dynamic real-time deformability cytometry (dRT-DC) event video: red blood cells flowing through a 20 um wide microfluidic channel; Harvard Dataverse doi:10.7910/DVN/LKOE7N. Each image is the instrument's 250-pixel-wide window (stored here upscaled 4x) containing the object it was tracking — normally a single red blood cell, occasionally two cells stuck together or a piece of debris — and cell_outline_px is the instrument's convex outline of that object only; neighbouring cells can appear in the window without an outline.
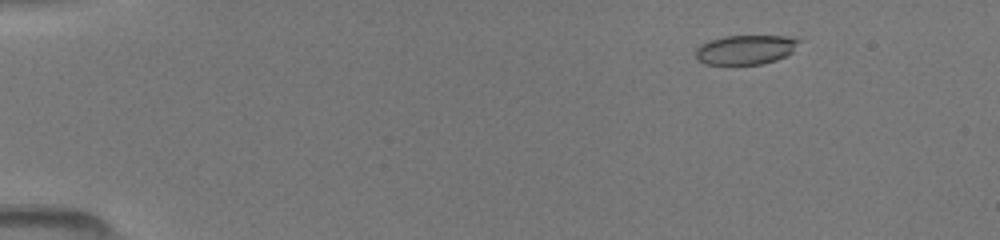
{"species": "common noctule bat (a hibernating species)", "species_latin": "Nyctalus noctula", "temperature_condition": "room temperature", "stored_images_in_passage": 50, "camera_frame_rate_fps": 3000, "um_per_image_px": 0.085, "animal": {"sex": "female", "body_mass_g": 19.5, "forearm_length_mm": 54.1}, "frame": {"image": 1, "passage_image": 7, "time_ms": 2.0, "image_size_px": [1000, 240], "cell_outline_px": [[800, 40], [792, 52], [776, 60], [760, 64], [704, 64], [696, 60], [696, 48], [700, 44], [708, 40], [724, 36], [788, 36]], "centroid_in_image_um": [63.32, 4.22], "position_along_channel_um": 21.7, "area_um2": 17.69}}
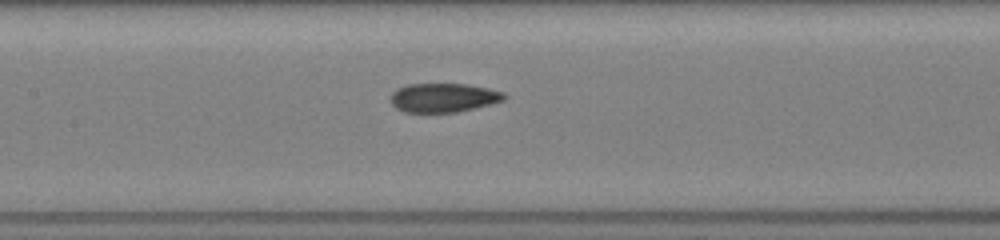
{"frame": {"image": 2, "passage_image": 25, "time_ms": 8.0, "image_size_px": [1000, 240], "cell_outline_px": [[508, 96], [504, 100], [456, 112], [404, 112], [396, 108], [392, 104], [392, 92], [396, 88], [408, 84], [468, 84], [488, 88], [504, 92]], "centroid_in_image_um": [37.69, 8.29], "position_along_channel_um": 169.7, "area_um2": 19.07}}
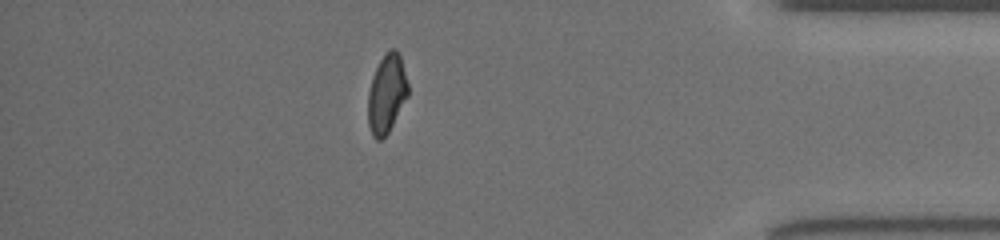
{"frame": {"image": 3, "passage_image": 44, "time_ms": 14.333, "image_size_px": [1000, 240], "cell_outline_px": [[408, 96], [388, 132], [380, 140], [376, 140], [372, 136], [368, 124], [368, 92], [372, 76], [380, 60], [388, 48], [396, 48], [400, 52], [408, 84]], "centroid_in_image_um": [32.87, 7.92], "position_along_channel_um": 402.3, "area_um2": 18.5}}